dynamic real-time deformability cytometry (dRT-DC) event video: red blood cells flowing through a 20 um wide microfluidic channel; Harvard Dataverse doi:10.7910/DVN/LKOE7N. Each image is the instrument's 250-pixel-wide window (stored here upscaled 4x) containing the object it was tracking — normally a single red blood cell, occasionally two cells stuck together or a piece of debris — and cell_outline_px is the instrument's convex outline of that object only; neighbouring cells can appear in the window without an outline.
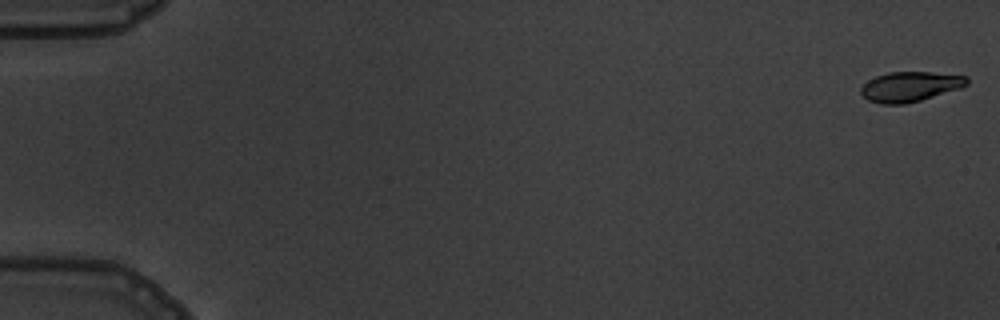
{"species": "common noctule bat (a hibernating species)", "species_latin": "Nyctalus noctula", "temperature_condition": "warm", "stored_images_in_passage": 8, "camera_frame_rate_fps": 3000, "um_per_image_px": 0.085, "animal": {"sex": "male", "body_mass_g": 19.5, "forearm_length_mm": 54.6}, "frame": {"image": 1, "passage_image": 1, "time_ms": 0.0, "image_size_px": [1000, 320], "cell_outline_px": [[968, 84], [960, 88], [920, 100], [904, 104], [880, 104], [868, 100], [860, 92], [860, 88], [868, 80], [876, 76], [888, 72], [932, 72], [968, 76]], "centroid_in_image_um": [77.35, 7.35], "position_along_channel_um": 7.7, "area_um2": 18.44}}
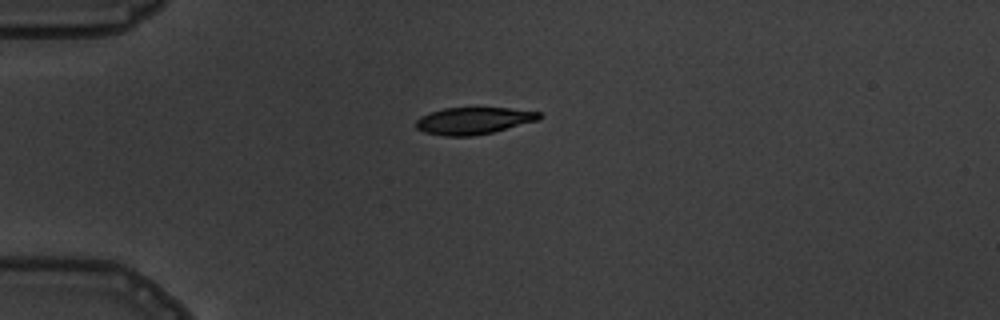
{"frame": {"image": 2, "passage_image": 5, "time_ms": 4.667, "image_size_px": [1000, 320], "cell_outline_px": [[544, 116], [540, 120], [492, 132], [472, 136], [444, 136], [424, 132], [416, 128], [416, 120], [420, 116], [444, 108], [508, 108], [540, 112]], "centroid_in_image_um": [40.27, 10.26], "position_along_channel_um": 44.7, "area_um2": 19.36}}